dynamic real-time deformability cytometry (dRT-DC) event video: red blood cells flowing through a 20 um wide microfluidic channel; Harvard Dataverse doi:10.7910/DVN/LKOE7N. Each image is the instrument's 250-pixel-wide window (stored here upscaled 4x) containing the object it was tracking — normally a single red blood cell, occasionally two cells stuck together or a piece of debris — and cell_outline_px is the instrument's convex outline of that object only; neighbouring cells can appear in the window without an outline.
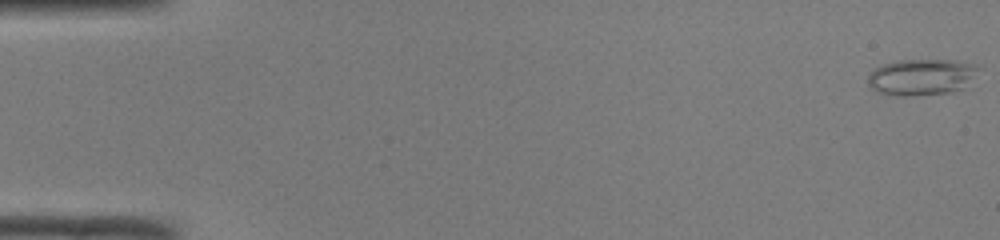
{"species": "common noctule bat (a hibernating species)", "species_latin": "Nyctalus noctula", "temperature_condition": "room temperature", "stored_images_in_passage": 50, "camera_frame_rate_fps": 3000, "um_per_image_px": 0.085, "animal": {"sex": "male", "body_mass_g": 19.0, "forearm_length_mm": 50.8}, "frame": {"image": 1, "passage_image": 1, "time_ms": 0.0, "image_size_px": [1000, 240], "cell_outline_px": [[980, 68], [964, 88], [952, 92], [908, 96], [896, 96], [876, 92], [868, 84], [868, 76], [872, 68], [884, 64], [900, 60], [956, 60], [972, 64]], "centroid_in_image_um": [78.29, 6.55], "position_along_channel_um": 6.7, "area_um2": 23.47}}
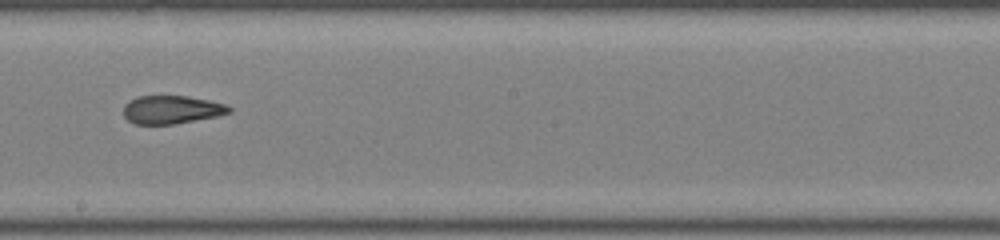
{"frame": {"image": 2, "passage_image": 29, "time_ms": 9.333, "image_size_px": [1000, 240], "cell_outline_px": [[232, 112], [216, 116], [176, 124], [136, 124], [128, 120], [124, 116], [124, 104], [128, 100], [136, 96], [188, 96], [208, 100], [224, 104], [232, 108]], "centroid_in_image_um": [14.56, 9.32], "position_along_channel_um": 233.6, "area_um2": 17.4}}
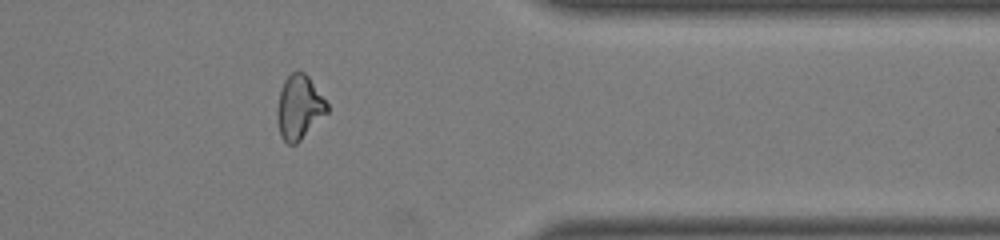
{"frame": {"image": 3, "passage_image": 41, "time_ms": 13.333, "image_size_px": [1000, 240], "cell_outline_px": [[328, 112], [296, 144], [288, 144], [280, 136], [276, 120], [276, 108], [280, 92], [284, 80], [292, 72], [304, 72], [308, 76], [328, 104]], "centroid_in_image_um": [25.4, 9.14], "position_along_channel_um": 386.0, "area_um2": 18.55}, "authors_computed_cell_mechanics": {"area_um2": 18.9873, "velocity_mm_per_s": 4.1277, "shape_relaxation_time_tau1_ms": 7.9161, "shape_relaxation_time_tau2_ms": 1.8602, "deformation_change_tau1": 0.2255, "deformation_change_tau2": 0.1007}}